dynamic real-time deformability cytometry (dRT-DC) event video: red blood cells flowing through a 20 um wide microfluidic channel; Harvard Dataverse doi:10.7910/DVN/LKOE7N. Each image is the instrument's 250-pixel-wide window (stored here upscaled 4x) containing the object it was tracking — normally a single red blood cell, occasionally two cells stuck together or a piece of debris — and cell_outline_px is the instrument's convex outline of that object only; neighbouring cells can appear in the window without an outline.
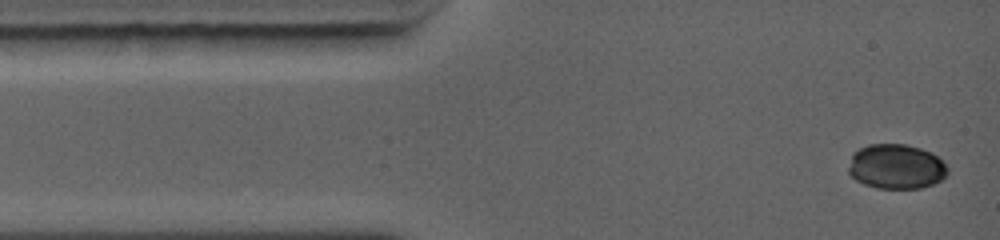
{"species": "common noctule bat (a hibernating species)", "species_latin": "Nyctalus noctula", "temperature_condition": "warm", "stored_images_in_passage": 4, "camera_frame_rate_fps": 5000, "um_per_image_px": 0.085, "animal": {"sex": "female", "body_mass_g": 19.0, "forearm_length_mm": 56.7}, "frame": {"image": 1, "passage_image": 1, "time_ms": 0.0, "image_size_px": [1000, 240], "cell_outline_px": [[948, 172], [940, 180], [932, 184], [920, 188], [876, 188], [864, 184], [856, 180], [848, 172], [848, 168], [852, 152], [868, 144], [904, 144], [920, 148], [932, 152], [948, 168]], "centroid_in_image_um": [76.14, 14.15], "position_along_channel_um": 8.9, "area_um2": 25.84}}
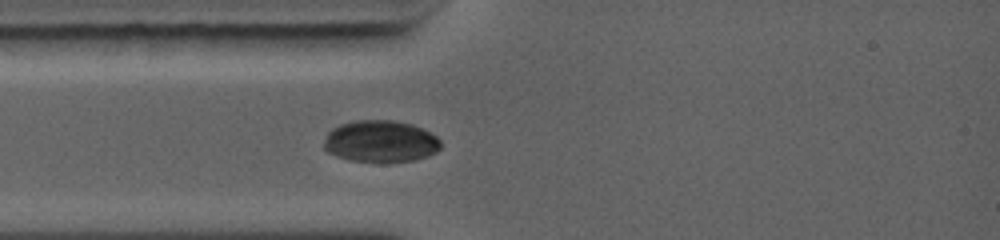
{"frame": {"image": 2, "passage_image": 4, "time_ms": 2.4, "image_size_px": [1000, 240], "cell_outline_px": [[440, 148], [436, 152], [428, 156], [412, 160], [376, 164], [348, 160], [336, 156], [328, 152], [324, 148], [324, 136], [332, 128], [340, 124], [352, 120], [392, 120], [412, 124], [436, 136], [440, 140]], "centroid_in_image_um": [32.3, 12.04], "position_along_channel_um": 52.7, "area_um2": 29.02}}